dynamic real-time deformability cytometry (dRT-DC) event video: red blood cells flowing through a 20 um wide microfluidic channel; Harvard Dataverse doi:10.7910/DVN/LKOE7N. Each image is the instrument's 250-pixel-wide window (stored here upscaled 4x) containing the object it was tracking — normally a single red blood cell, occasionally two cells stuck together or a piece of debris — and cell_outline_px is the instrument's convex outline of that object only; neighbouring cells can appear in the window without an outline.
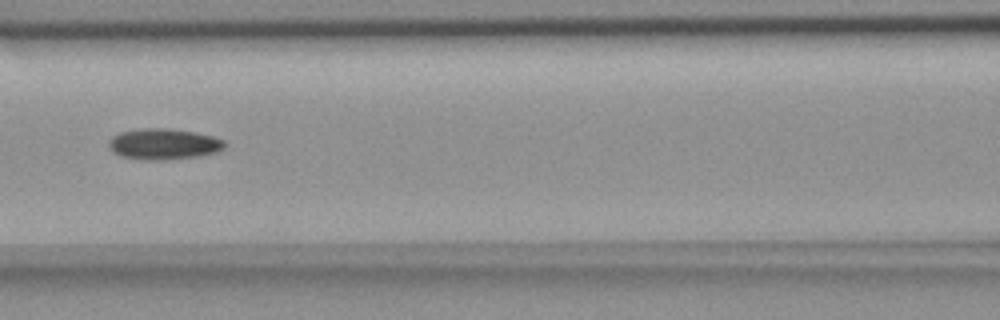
{"species": "common noctule bat (a hibernating species)", "species_latin": "Nyctalus noctula", "temperature_condition": "room temperature", "stored_images_in_passage": 6, "camera_frame_rate_fps": 3000, "um_per_image_px": 0.085, "animal": {"sex": "female", "body_mass_g": 18.4}, "frame": {"image": 1, "passage_image": 5, "time_ms": 4.667, "image_size_px": [1000, 320], "cell_outline_px": [[228, 144], [224, 148], [216, 152], [200, 156], [160, 160], [140, 160], [120, 156], [112, 152], [108, 144], [112, 136], [120, 132], [144, 128], [168, 128], [196, 132], [212, 136], [224, 140]], "centroid_in_image_um": [13.91, 12.25], "position_along_channel_um": 152.7, "area_um2": 21.1}}
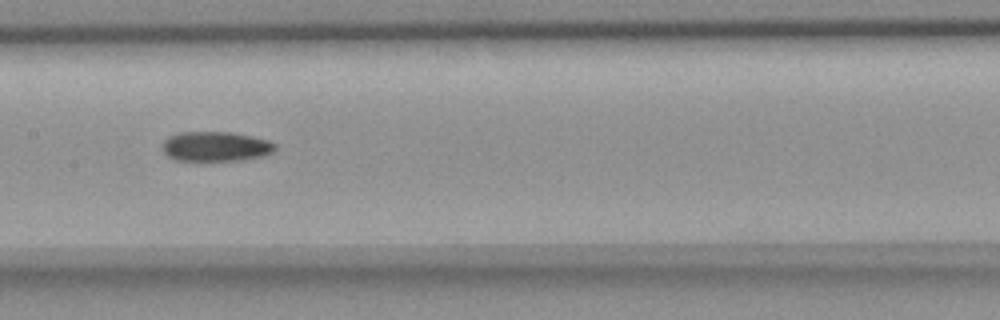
{"frame": {"image": 2, "passage_image": 6, "time_ms": 5.667, "image_size_px": [1000, 320], "cell_outline_px": [[276, 148], [272, 152], [264, 156], [240, 160], [176, 160], [168, 156], [160, 148], [160, 144], [168, 136], [176, 132], [232, 132], [252, 136], [268, 140], [276, 144]], "centroid_in_image_um": [18.3, 12.43], "position_along_channel_um": 189.1, "area_um2": 19.77}}